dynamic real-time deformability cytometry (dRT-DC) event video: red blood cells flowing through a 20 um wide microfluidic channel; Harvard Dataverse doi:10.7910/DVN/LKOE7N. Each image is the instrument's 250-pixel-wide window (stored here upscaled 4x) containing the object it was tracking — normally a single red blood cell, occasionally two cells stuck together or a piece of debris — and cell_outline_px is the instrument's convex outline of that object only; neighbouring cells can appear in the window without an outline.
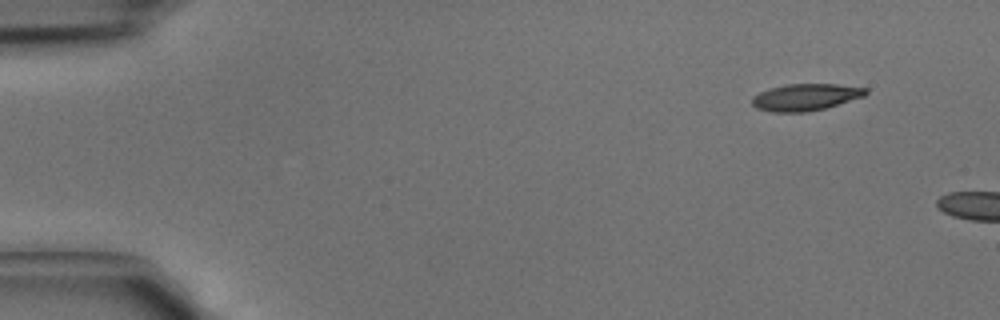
{"species": "common noctule bat (a hibernating species)", "species_latin": "Nyctalus noctula", "temperature_condition": "cold", "stored_images_in_passage": 2, "camera_frame_rate_fps": 3000, "um_per_image_px": 0.085, "animal": {"sex": "male", "body_mass_g": 15.6}, "frame": {"image": 1, "passage_image": 1, "time_ms": 0.0, "image_size_px": [1000, 320], "cell_outline_px": [[868, 92], [864, 96], [824, 108], [808, 112], [772, 112], [756, 108], [752, 104], [752, 96], [768, 88], [788, 84], [836, 84], [868, 88]], "centroid_in_image_um": [68.45, 8.25], "position_along_channel_um": 16.6, "area_um2": 17.74}}